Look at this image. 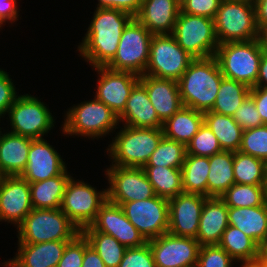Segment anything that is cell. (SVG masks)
Here are the masks:
<instances>
[{
	"label": "cell",
	"mask_w": 267,
	"mask_h": 267,
	"mask_svg": "<svg viewBox=\"0 0 267 267\" xmlns=\"http://www.w3.org/2000/svg\"><path fill=\"white\" fill-rule=\"evenodd\" d=\"M92 18L78 51L93 68L105 67L114 58L123 30L133 17L121 10L96 8Z\"/></svg>",
	"instance_id": "obj_1"
},
{
	"label": "cell",
	"mask_w": 267,
	"mask_h": 267,
	"mask_svg": "<svg viewBox=\"0 0 267 267\" xmlns=\"http://www.w3.org/2000/svg\"><path fill=\"white\" fill-rule=\"evenodd\" d=\"M223 77L214 56L195 58L177 81L183 106L203 113L210 111Z\"/></svg>",
	"instance_id": "obj_2"
},
{
	"label": "cell",
	"mask_w": 267,
	"mask_h": 267,
	"mask_svg": "<svg viewBox=\"0 0 267 267\" xmlns=\"http://www.w3.org/2000/svg\"><path fill=\"white\" fill-rule=\"evenodd\" d=\"M122 127L106 149L111 165L143 168L164 136L162 128Z\"/></svg>",
	"instance_id": "obj_3"
},
{
	"label": "cell",
	"mask_w": 267,
	"mask_h": 267,
	"mask_svg": "<svg viewBox=\"0 0 267 267\" xmlns=\"http://www.w3.org/2000/svg\"><path fill=\"white\" fill-rule=\"evenodd\" d=\"M62 134L88 137L92 140L102 138L119 125L118 115L106 104L97 100L83 101L65 111ZM115 128V130H114Z\"/></svg>",
	"instance_id": "obj_4"
},
{
	"label": "cell",
	"mask_w": 267,
	"mask_h": 267,
	"mask_svg": "<svg viewBox=\"0 0 267 267\" xmlns=\"http://www.w3.org/2000/svg\"><path fill=\"white\" fill-rule=\"evenodd\" d=\"M18 243L71 241L80 230L59 209H32L17 227Z\"/></svg>",
	"instance_id": "obj_5"
},
{
	"label": "cell",
	"mask_w": 267,
	"mask_h": 267,
	"mask_svg": "<svg viewBox=\"0 0 267 267\" xmlns=\"http://www.w3.org/2000/svg\"><path fill=\"white\" fill-rule=\"evenodd\" d=\"M214 25L219 44L257 39L259 28L253 0L221 1Z\"/></svg>",
	"instance_id": "obj_6"
},
{
	"label": "cell",
	"mask_w": 267,
	"mask_h": 267,
	"mask_svg": "<svg viewBox=\"0 0 267 267\" xmlns=\"http://www.w3.org/2000/svg\"><path fill=\"white\" fill-rule=\"evenodd\" d=\"M263 50L257 39L219 44L214 57L225 78L252 88L256 84Z\"/></svg>",
	"instance_id": "obj_7"
},
{
	"label": "cell",
	"mask_w": 267,
	"mask_h": 267,
	"mask_svg": "<svg viewBox=\"0 0 267 267\" xmlns=\"http://www.w3.org/2000/svg\"><path fill=\"white\" fill-rule=\"evenodd\" d=\"M150 33L135 17L123 30L114 58L105 66L114 71L145 74L149 62Z\"/></svg>",
	"instance_id": "obj_8"
},
{
	"label": "cell",
	"mask_w": 267,
	"mask_h": 267,
	"mask_svg": "<svg viewBox=\"0 0 267 267\" xmlns=\"http://www.w3.org/2000/svg\"><path fill=\"white\" fill-rule=\"evenodd\" d=\"M176 42L194 58L215 55L219 46L214 19L180 11L172 33Z\"/></svg>",
	"instance_id": "obj_9"
},
{
	"label": "cell",
	"mask_w": 267,
	"mask_h": 267,
	"mask_svg": "<svg viewBox=\"0 0 267 267\" xmlns=\"http://www.w3.org/2000/svg\"><path fill=\"white\" fill-rule=\"evenodd\" d=\"M194 59L172 34H153L144 75L178 81Z\"/></svg>",
	"instance_id": "obj_10"
},
{
	"label": "cell",
	"mask_w": 267,
	"mask_h": 267,
	"mask_svg": "<svg viewBox=\"0 0 267 267\" xmlns=\"http://www.w3.org/2000/svg\"><path fill=\"white\" fill-rule=\"evenodd\" d=\"M47 106L31 94L19 95L8 111L9 132L32 139L43 138L56 123Z\"/></svg>",
	"instance_id": "obj_11"
},
{
	"label": "cell",
	"mask_w": 267,
	"mask_h": 267,
	"mask_svg": "<svg viewBox=\"0 0 267 267\" xmlns=\"http://www.w3.org/2000/svg\"><path fill=\"white\" fill-rule=\"evenodd\" d=\"M107 201V189L98 190L83 180L71 177L67 183L60 209L81 231L96 219L100 207Z\"/></svg>",
	"instance_id": "obj_12"
},
{
	"label": "cell",
	"mask_w": 267,
	"mask_h": 267,
	"mask_svg": "<svg viewBox=\"0 0 267 267\" xmlns=\"http://www.w3.org/2000/svg\"><path fill=\"white\" fill-rule=\"evenodd\" d=\"M106 170L108 178L107 200L113 204L139 201L156 196L152 184L142 167H118L109 165Z\"/></svg>",
	"instance_id": "obj_13"
},
{
	"label": "cell",
	"mask_w": 267,
	"mask_h": 267,
	"mask_svg": "<svg viewBox=\"0 0 267 267\" xmlns=\"http://www.w3.org/2000/svg\"><path fill=\"white\" fill-rule=\"evenodd\" d=\"M128 220L148 241L168 232L169 203L167 198L154 196L120 205Z\"/></svg>",
	"instance_id": "obj_14"
},
{
	"label": "cell",
	"mask_w": 267,
	"mask_h": 267,
	"mask_svg": "<svg viewBox=\"0 0 267 267\" xmlns=\"http://www.w3.org/2000/svg\"><path fill=\"white\" fill-rule=\"evenodd\" d=\"M156 267H196L200 244L196 238L167 232L148 240Z\"/></svg>",
	"instance_id": "obj_15"
},
{
	"label": "cell",
	"mask_w": 267,
	"mask_h": 267,
	"mask_svg": "<svg viewBox=\"0 0 267 267\" xmlns=\"http://www.w3.org/2000/svg\"><path fill=\"white\" fill-rule=\"evenodd\" d=\"M98 73L95 97L106 104L118 116L124 111L126 102L140 76L123 71H114L107 67L93 68Z\"/></svg>",
	"instance_id": "obj_16"
},
{
	"label": "cell",
	"mask_w": 267,
	"mask_h": 267,
	"mask_svg": "<svg viewBox=\"0 0 267 267\" xmlns=\"http://www.w3.org/2000/svg\"><path fill=\"white\" fill-rule=\"evenodd\" d=\"M29 182L20 175L2 176L0 180V222L18 227L32 211Z\"/></svg>",
	"instance_id": "obj_17"
},
{
	"label": "cell",
	"mask_w": 267,
	"mask_h": 267,
	"mask_svg": "<svg viewBox=\"0 0 267 267\" xmlns=\"http://www.w3.org/2000/svg\"><path fill=\"white\" fill-rule=\"evenodd\" d=\"M207 196L182 192L168 199L169 227L172 235L196 238L199 220Z\"/></svg>",
	"instance_id": "obj_18"
},
{
	"label": "cell",
	"mask_w": 267,
	"mask_h": 267,
	"mask_svg": "<svg viewBox=\"0 0 267 267\" xmlns=\"http://www.w3.org/2000/svg\"><path fill=\"white\" fill-rule=\"evenodd\" d=\"M95 231L113 236L128 247H139L147 240L128 220L122 207L108 200L100 207L95 221L90 225Z\"/></svg>",
	"instance_id": "obj_19"
},
{
	"label": "cell",
	"mask_w": 267,
	"mask_h": 267,
	"mask_svg": "<svg viewBox=\"0 0 267 267\" xmlns=\"http://www.w3.org/2000/svg\"><path fill=\"white\" fill-rule=\"evenodd\" d=\"M44 138L32 139L26 168L20 175L27 182H39L60 175L67 164Z\"/></svg>",
	"instance_id": "obj_20"
},
{
	"label": "cell",
	"mask_w": 267,
	"mask_h": 267,
	"mask_svg": "<svg viewBox=\"0 0 267 267\" xmlns=\"http://www.w3.org/2000/svg\"><path fill=\"white\" fill-rule=\"evenodd\" d=\"M68 242L18 243L15 257L4 261L2 265L6 267H57Z\"/></svg>",
	"instance_id": "obj_21"
},
{
	"label": "cell",
	"mask_w": 267,
	"mask_h": 267,
	"mask_svg": "<svg viewBox=\"0 0 267 267\" xmlns=\"http://www.w3.org/2000/svg\"><path fill=\"white\" fill-rule=\"evenodd\" d=\"M139 82L163 123L183 107L177 81L142 75Z\"/></svg>",
	"instance_id": "obj_22"
},
{
	"label": "cell",
	"mask_w": 267,
	"mask_h": 267,
	"mask_svg": "<svg viewBox=\"0 0 267 267\" xmlns=\"http://www.w3.org/2000/svg\"><path fill=\"white\" fill-rule=\"evenodd\" d=\"M180 11L177 0H143L135 18L152 34H172Z\"/></svg>",
	"instance_id": "obj_23"
},
{
	"label": "cell",
	"mask_w": 267,
	"mask_h": 267,
	"mask_svg": "<svg viewBox=\"0 0 267 267\" xmlns=\"http://www.w3.org/2000/svg\"><path fill=\"white\" fill-rule=\"evenodd\" d=\"M119 123L137 128H162L154 106L151 104L146 88L138 82L130 92L124 111L118 116ZM125 122V123H123Z\"/></svg>",
	"instance_id": "obj_24"
},
{
	"label": "cell",
	"mask_w": 267,
	"mask_h": 267,
	"mask_svg": "<svg viewBox=\"0 0 267 267\" xmlns=\"http://www.w3.org/2000/svg\"><path fill=\"white\" fill-rule=\"evenodd\" d=\"M228 225V206L219 197H208L202 208L196 237L200 246L218 245Z\"/></svg>",
	"instance_id": "obj_25"
},
{
	"label": "cell",
	"mask_w": 267,
	"mask_h": 267,
	"mask_svg": "<svg viewBox=\"0 0 267 267\" xmlns=\"http://www.w3.org/2000/svg\"><path fill=\"white\" fill-rule=\"evenodd\" d=\"M7 131L0 135V174L21 175L28 162L32 138Z\"/></svg>",
	"instance_id": "obj_26"
},
{
	"label": "cell",
	"mask_w": 267,
	"mask_h": 267,
	"mask_svg": "<svg viewBox=\"0 0 267 267\" xmlns=\"http://www.w3.org/2000/svg\"><path fill=\"white\" fill-rule=\"evenodd\" d=\"M228 222L260 245L267 239V201L257 207H228Z\"/></svg>",
	"instance_id": "obj_27"
},
{
	"label": "cell",
	"mask_w": 267,
	"mask_h": 267,
	"mask_svg": "<svg viewBox=\"0 0 267 267\" xmlns=\"http://www.w3.org/2000/svg\"><path fill=\"white\" fill-rule=\"evenodd\" d=\"M66 168L60 175L29 183L33 209H59L69 179L72 177Z\"/></svg>",
	"instance_id": "obj_28"
},
{
	"label": "cell",
	"mask_w": 267,
	"mask_h": 267,
	"mask_svg": "<svg viewBox=\"0 0 267 267\" xmlns=\"http://www.w3.org/2000/svg\"><path fill=\"white\" fill-rule=\"evenodd\" d=\"M203 123V112L183 106L163 123V135L186 146Z\"/></svg>",
	"instance_id": "obj_29"
},
{
	"label": "cell",
	"mask_w": 267,
	"mask_h": 267,
	"mask_svg": "<svg viewBox=\"0 0 267 267\" xmlns=\"http://www.w3.org/2000/svg\"><path fill=\"white\" fill-rule=\"evenodd\" d=\"M233 151H221L209 157L207 197H220L234 183Z\"/></svg>",
	"instance_id": "obj_30"
},
{
	"label": "cell",
	"mask_w": 267,
	"mask_h": 267,
	"mask_svg": "<svg viewBox=\"0 0 267 267\" xmlns=\"http://www.w3.org/2000/svg\"><path fill=\"white\" fill-rule=\"evenodd\" d=\"M204 123L217 137L219 144L224 151H239L243 129L232 116L219 114L212 111L203 113Z\"/></svg>",
	"instance_id": "obj_31"
},
{
	"label": "cell",
	"mask_w": 267,
	"mask_h": 267,
	"mask_svg": "<svg viewBox=\"0 0 267 267\" xmlns=\"http://www.w3.org/2000/svg\"><path fill=\"white\" fill-rule=\"evenodd\" d=\"M181 172L184 192L207 196L209 157L186 154Z\"/></svg>",
	"instance_id": "obj_32"
},
{
	"label": "cell",
	"mask_w": 267,
	"mask_h": 267,
	"mask_svg": "<svg viewBox=\"0 0 267 267\" xmlns=\"http://www.w3.org/2000/svg\"><path fill=\"white\" fill-rule=\"evenodd\" d=\"M143 169L157 196L170 199L184 192L181 168L144 166Z\"/></svg>",
	"instance_id": "obj_33"
},
{
	"label": "cell",
	"mask_w": 267,
	"mask_h": 267,
	"mask_svg": "<svg viewBox=\"0 0 267 267\" xmlns=\"http://www.w3.org/2000/svg\"><path fill=\"white\" fill-rule=\"evenodd\" d=\"M87 239L89 245L98 253L106 267H118L123 259L127 247L113 236L95 231L87 226L80 231Z\"/></svg>",
	"instance_id": "obj_34"
},
{
	"label": "cell",
	"mask_w": 267,
	"mask_h": 267,
	"mask_svg": "<svg viewBox=\"0 0 267 267\" xmlns=\"http://www.w3.org/2000/svg\"><path fill=\"white\" fill-rule=\"evenodd\" d=\"M246 84L223 77L215 103L210 111L233 116L250 93Z\"/></svg>",
	"instance_id": "obj_35"
},
{
	"label": "cell",
	"mask_w": 267,
	"mask_h": 267,
	"mask_svg": "<svg viewBox=\"0 0 267 267\" xmlns=\"http://www.w3.org/2000/svg\"><path fill=\"white\" fill-rule=\"evenodd\" d=\"M233 173L235 183L267 185L266 162L240 151L234 152Z\"/></svg>",
	"instance_id": "obj_36"
},
{
	"label": "cell",
	"mask_w": 267,
	"mask_h": 267,
	"mask_svg": "<svg viewBox=\"0 0 267 267\" xmlns=\"http://www.w3.org/2000/svg\"><path fill=\"white\" fill-rule=\"evenodd\" d=\"M234 260L245 261L258 258L259 245L241 230L228 225L218 244Z\"/></svg>",
	"instance_id": "obj_37"
},
{
	"label": "cell",
	"mask_w": 267,
	"mask_h": 267,
	"mask_svg": "<svg viewBox=\"0 0 267 267\" xmlns=\"http://www.w3.org/2000/svg\"><path fill=\"white\" fill-rule=\"evenodd\" d=\"M228 207H257L267 201V185L234 183L219 197Z\"/></svg>",
	"instance_id": "obj_38"
},
{
	"label": "cell",
	"mask_w": 267,
	"mask_h": 267,
	"mask_svg": "<svg viewBox=\"0 0 267 267\" xmlns=\"http://www.w3.org/2000/svg\"><path fill=\"white\" fill-rule=\"evenodd\" d=\"M185 156L186 146L184 144L163 136L145 166L181 168Z\"/></svg>",
	"instance_id": "obj_39"
},
{
	"label": "cell",
	"mask_w": 267,
	"mask_h": 267,
	"mask_svg": "<svg viewBox=\"0 0 267 267\" xmlns=\"http://www.w3.org/2000/svg\"><path fill=\"white\" fill-rule=\"evenodd\" d=\"M221 151L217 137L205 123L186 145V154L195 156L210 157Z\"/></svg>",
	"instance_id": "obj_40"
},
{
	"label": "cell",
	"mask_w": 267,
	"mask_h": 267,
	"mask_svg": "<svg viewBox=\"0 0 267 267\" xmlns=\"http://www.w3.org/2000/svg\"><path fill=\"white\" fill-rule=\"evenodd\" d=\"M239 151L267 163V124L243 130Z\"/></svg>",
	"instance_id": "obj_41"
},
{
	"label": "cell",
	"mask_w": 267,
	"mask_h": 267,
	"mask_svg": "<svg viewBox=\"0 0 267 267\" xmlns=\"http://www.w3.org/2000/svg\"><path fill=\"white\" fill-rule=\"evenodd\" d=\"M235 260L219 245L200 246L196 267H233Z\"/></svg>",
	"instance_id": "obj_42"
},
{
	"label": "cell",
	"mask_w": 267,
	"mask_h": 267,
	"mask_svg": "<svg viewBox=\"0 0 267 267\" xmlns=\"http://www.w3.org/2000/svg\"><path fill=\"white\" fill-rule=\"evenodd\" d=\"M88 246L87 239L80 232L66 244L57 267H81L84 251Z\"/></svg>",
	"instance_id": "obj_43"
},
{
	"label": "cell",
	"mask_w": 267,
	"mask_h": 267,
	"mask_svg": "<svg viewBox=\"0 0 267 267\" xmlns=\"http://www.w3.org/2000/svg\"><path fill=\"white\" fill-rule=\"evenodd\" d=\"M118 267H156L149 244L128 247Z\"/></svg>",
	"instance_id": "obj_44"
},
{
	"label": "cell",
	"mask_w": 267,
	"mask_h": 267,
	"mask_svg": "<svg viewBox=\"0 0 267 267\" xmlns=\"http://www.w3.org/2000/svg\"><path fill=\"white\" fill-rule=\"evenodd\" d=\"M232 117L243 130L264 125L256 109V104L250 95L247 96Z\"/></svg>",
	"instance_id": "obj_45"
},
{
	"label": "cell",
	"mask_w": 267,
	"mask_h": 267,
	"mask_svg": "<svg viewBox=\"0 0 267 267\" xmlns=\"http://www.w3.org/2000/svg\"><path fill=\"white\" fill-rule=\"evenodd\" d=\"M221 4V0H185L181 12L214 19Z\"/></svg>",
	"instance_id": "obj_46"
},
{
	"label": "cell",
	"mask_w": 267,
	"mask_h": 267,
	"mask_svg": "<svg viewBox=\"0 0 267 267\" xmlns=\"http://www.w3.org/2000/svg\"><path fill=\"white\" fill-rule=\"evenodd\" d=\"M12 81L8 72L0 68V118L7 115L9 108L19 96Z\"/></svg>",
	"instance_id": "obj_47"
},
{
	"label": "cell",
	"mask_w": 267,
	"mask_h": 267,
	"mask_svg": "<svg viewBox=\"0 0 267 267\" xmlns=\"http://www.w3.org/2000/svg\"><path fill=\"white\" fill-rule=\"evenodd\" d=\"M143 0H98L96 8H112L121 10L136 17L139 13Z\"/></svg>",
	"instance_id": "obj_48"
},
{
	"label": "cell",
	"mask_w": 267,
	"mask_h": 267,
	"mask_svg": "<svg viewBox=\"0 0 267 267\" xmlns=\"http://www.w3.org/2000/svg\"><path fill=\"white\" fill-rule=\"evenodd\" d=\"M249 95L256 104L263 124H267V87H252Z\"/></svg>",
	"instance_id": "obj_49"
},
{
	"label": "cell",
	"mask_w": 267,
	"mask_h": 267,
	"mask_svg": "<svg viewBox=\"0 0 267 267\" xmlns=\"http://www.w3.org/2000/svg\"><path fill=\"white\" fill-rule=\"evenodd\" d=\"M18 9L17 0H0V23L16 22L20 15Z\"/></svg>",
	"instance_id": "obj_50"
},
{
	"label": "cell",
	"mask_w": 267,
	"mask_h": 267,
	"mask_svg": "<svg viewBox=\"0 0 267 267\" xmlns=\"http://www.w3.org/2000/svg\"><path fill=\"white\" fill-rule=\"evenodd\" d=\"M81 267H106V265L98 253L89 245L84 251Z\"/></svg>",
	"instance_id": "obj_51"
},
{
	"label": "cell",
	"mask_w": 267,
	"mask_h": 267,
	"mask_svg": "<svg viewBox=\"0 0 267 267\" xmlns=\"http://www.w3.org/2000/svg\"><path fill=\"white\" fill-rule=\"evenodd\" d=\"M258 28L267 25V0H253Z\"/></svg>",
	"instance_id": "obj_52"
},
{
	"label": "cell",
	"mask_w": 267,
	"mask_h": 267,
	"mask_svg": "<svg viewBox=\"0 0 267 267\" xmlns=\"http://www.w3.org/2000/svg\"><path fill=\"white\" fill-rule=\"evenodd\" d=\"M254 87H267V52L264 51L260 60L259 73Z\"/></svg>",
	"instance_id": "obj_53"
},
{
	"label": "cell",
	"mask_w": 267,
	"mask_h": 267,
	"mask_svg": "<svg viewBox=\"0 0 267 267\" xmlns=\"http://www.w3.org/2000/svg\"><path fill=\"white\" fill-rule=\"evenodd\" d=\"M257 40L262 50L267 52V25L259 27Z\"/></svg>",
	"instance_id": "obj_54"
},
{
	"label": "cell",
	"mask_w": 267,
	"mask_h": 267,
	"mask_svg": "<svg viewBox=\"0 0 267 267\" xmlns=\"http://www.w3.org/2000/svg\"><path fill=\"white\" fill-rule=\"evenodd\" d=\"M257 259L267 267V239L259 245Z\"/></svg>",
	"instance_id": "obj_55"
},
{
	"label": "cell",
	"mask_w": 267,
	"mask_h": 267,
	"mask_svg": "<svg viewBox=\"0 0 267 267\" xmlns=\"http://www.w3.org/2000/svg\"><path fill=\"white\" fill-rule=\"evenodd\" d=\"M241 263V267H265L258 259L236 261Z\"/></svg>",
	"instance_id": "obj_56"
},
{
	"label": "cell",
	"mask_w": 267,
	"mask_h": 267,
	"mask_svg": "<svg viewBox=\"0 0 267 267\" xmlns=\"http://www.w3.org/2000/svg\"><path fill=\"white\" fill-rule=\"evenodd\" d=\"M185 0H177V2L181 5Z\"/></svg>",
	"instance_id": "obj_57"
}]
</instances>
